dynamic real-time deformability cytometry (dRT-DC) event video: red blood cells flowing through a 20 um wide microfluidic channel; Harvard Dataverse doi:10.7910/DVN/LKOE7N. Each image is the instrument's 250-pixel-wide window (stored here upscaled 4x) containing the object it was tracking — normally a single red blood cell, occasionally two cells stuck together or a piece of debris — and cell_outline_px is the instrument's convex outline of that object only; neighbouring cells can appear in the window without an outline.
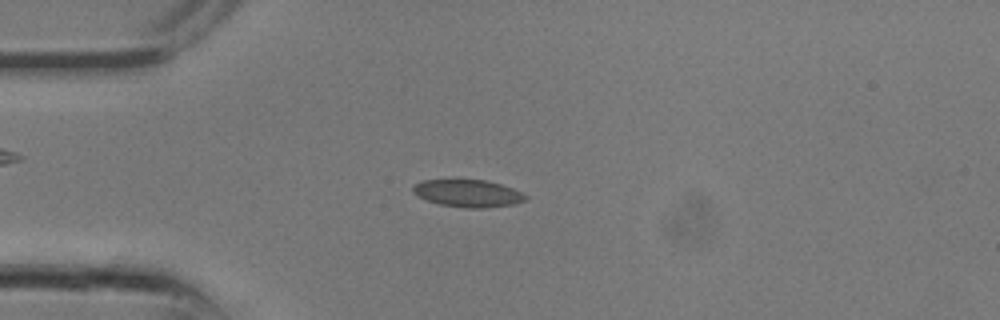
{"species": "common noctule bat (a hibernating species)", "species_latin": "Nyctalus noctula", "temperature_condition": "room temperature", "stored_images_in_passage": 12, "camera_frame_rate_fps": 3000, "um_per_image_px": 0.085, "animal": {"sex": "male", "body_mass_g": 13.3}, "frame": {"image": 1, "passage_image": 6, "time_ms": 1.667, "image_size_px": [1000, 320], "cell_outline_px": [[528, 196], [524, 200], [516, 204], [484, 208], [464, 208], [440, 204], [428, 200], [412, 192], [412, 188], [416, 184], [424, 180], [484, 180], [500, 184], [512, 188]], "centroid_in_image_um": [39.79, 16.44], "position_along_channel_um": 45.2, "area_um2": 17.69}}
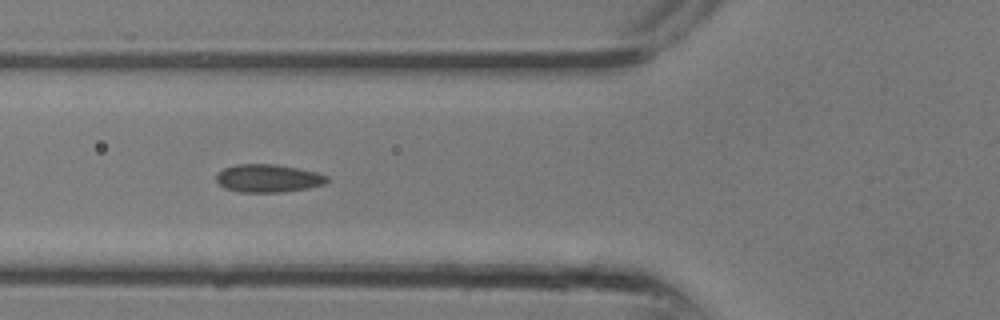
{"frame": {"image": 2, "passage_image": 9, "time_ms": 2.667, "image_size_px": [1000, 320], "cell_outline_px": [[328, 180], [324, 184], [308, 188], [284, 192], [240, 192], [224, 188], [216, 180], [216, 172], [224, 168], [236, 164], [276, 164], [316, 172], [328, 176]], "centroid_in_image_um": [22.76, 15.15], "position_along_channel_um": 103.0, "area_um2": 18.09}}
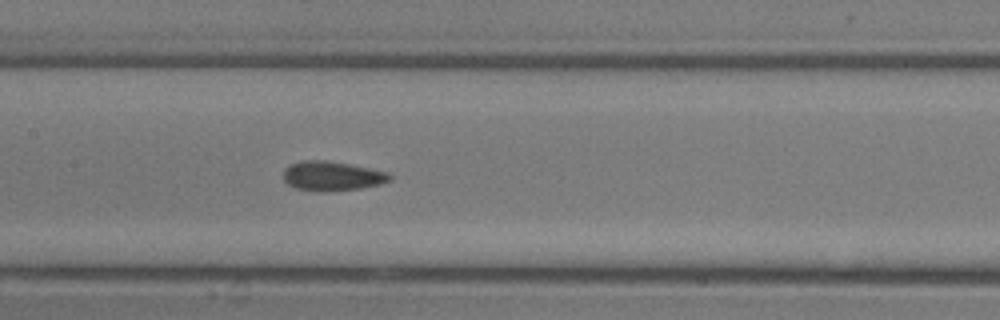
{"frame": {"image": 3, "passage_image": 12, "time_ms": 3.667, "image_size_px": [1000, 320], "cell_outline_px": [[392, 180], [380, 184], [360, 188], [328, 192], [316, 192], [296, 188], [288, 184], [284, 180], [284, 168], [292, 164], [304, 160], [324, 160], [348, 164], [388, 172], [392, 176]], "centroid_in_image_um": [28.22, 14.98], "position_along_channel_um": 179.2, "area_um2": 18.26}}